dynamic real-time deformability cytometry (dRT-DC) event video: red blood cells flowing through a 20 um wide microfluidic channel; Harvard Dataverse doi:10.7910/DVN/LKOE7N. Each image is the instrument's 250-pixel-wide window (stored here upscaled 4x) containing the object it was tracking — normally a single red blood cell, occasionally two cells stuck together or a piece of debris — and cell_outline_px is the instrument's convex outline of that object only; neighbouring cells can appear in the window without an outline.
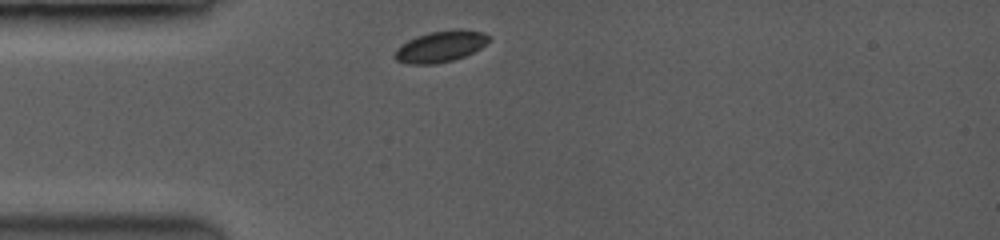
{"species": "common noctule bat (a hibernating species)", "species_latin": "Nyctalus noctula", "temperature_condition": "room temperature", "stored_images_in_passage": 2, "camera_frame_rate_fps": 3500, "um_per_image_px": 0.085, "animal": {"sex": "female", "body_mass_g": 19.0, "forearm_length_mm": 53.3}, "frame": {"image": 1, "passage_image": 1, "time_ms": 0.0, "image_size_px": [1000, 240], "cell_outline_px": [[488, 40], [480, 48], [464, 56], [452, 60], [436, 64], [408, 64], [396, 60], [396, 48], [408, 40], [416, 36], [428, 32], [456, 28], [460, 28], [484, 32], [488, 36]], "centroid_in_image_um": [37.43, 3.93], "position_along_channel_um": 47.6, "area_um2": 17.05}}